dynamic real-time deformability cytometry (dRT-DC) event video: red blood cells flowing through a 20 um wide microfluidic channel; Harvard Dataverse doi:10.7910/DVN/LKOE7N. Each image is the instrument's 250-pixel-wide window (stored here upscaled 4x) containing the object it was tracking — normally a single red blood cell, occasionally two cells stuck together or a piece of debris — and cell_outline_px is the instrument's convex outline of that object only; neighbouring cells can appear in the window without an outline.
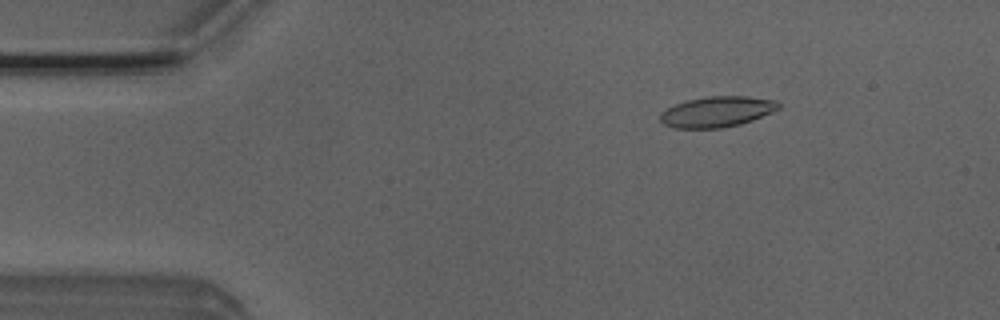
{"species": "Egyptian fruit bat (a non-hibernating species)", "species_latin": "Rousettus aegyptiacus", "temperature_condition": "room temperature", "stored_images_in_passage": 52, "camera_frame_rate_fps": 3000, "um_per_image_px": 0.085, "animal": {"sex": "male"}, "frame": {"image": 1, "passage_image": 8, "time_ms": 2.333, "image_size_px": [1000, 320], "cell_outline_px": [[780, 108], [772, 112], [752, 120], [740, 124], [720, 128], [672, 128], [664, 124], [660, 120], [660, 112], [676, 104], [688, 100], [708, 96], [748, 96], [776, 100], [780, 104]], "centroid_in_image_um": [60.95, 9.49], "position_along_channel_um": 24.1, "area_um2": 21.1}}
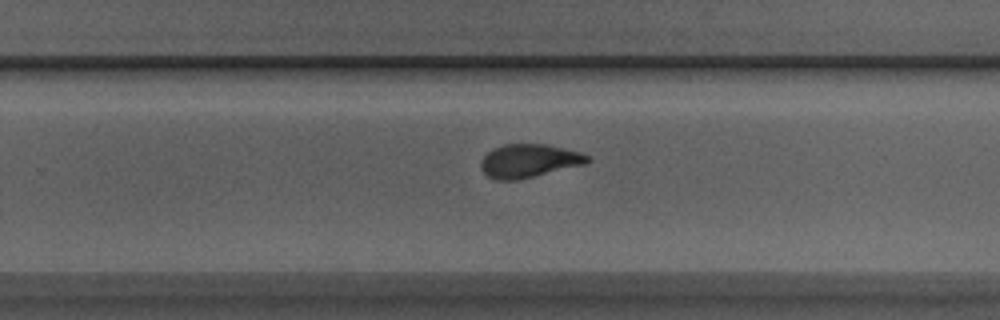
{"frame": {"image": 2, "passage_image": 33, "time_ms": 10.667, "image_size_px": [1000, 320], "cell_outline_px": [[592, 160], [588, 164], [516, 180], [496, 180], [488, 176], [480, 168], [480, 160], [488, 152], [504, 144], [548, 144], [580, 152], [588, 156]], "centroid_in_image_um": [44.99, 13.67], "position_along_channel_um": 284.8, "area_um2": 20.81}}
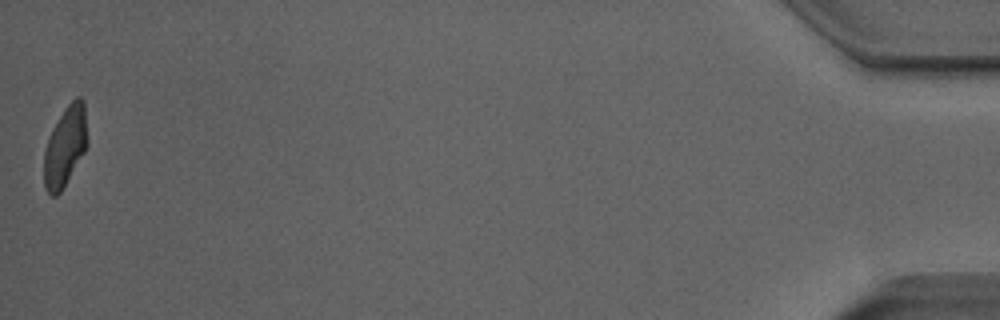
{"frame": {"image": 3, "passage_image": 52, "time_ms": 17.0, "image_size_px": [1000, 320], "cell_outline_px": [[88, 144], [84, 152], [60, 192], [56, 196], [52, 196], [44, 188], [44, 152], [48, 136], [52, 128], [64, 108], [76, 96], [80, 96], [84, 100], [88, 140]], "centroid_in_image_um": [5.54, 12.4], "position_along_channel_um": 429.7, "area_um2": 20.35}, "authors_computed_cell_mechanics": {"area_um2": 20.9814, "velocity_mm_per_s": 3.9222, "shape_relaxation_time_tau1_ms": 5.4951, "shape_relaxation_time_tau2_ms": 1.3018, "deformation_change_tau1": 0.1789, "deformation_change_tau2": 0.0663}}